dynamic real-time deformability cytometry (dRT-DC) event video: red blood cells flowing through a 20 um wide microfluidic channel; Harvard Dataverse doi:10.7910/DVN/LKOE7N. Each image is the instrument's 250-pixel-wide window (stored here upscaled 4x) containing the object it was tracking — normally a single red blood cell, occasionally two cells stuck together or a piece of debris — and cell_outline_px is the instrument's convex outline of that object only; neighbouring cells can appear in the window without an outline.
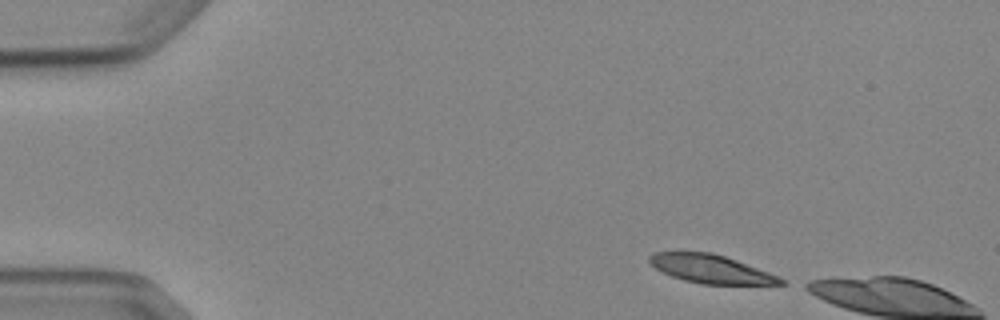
{"species": "Egyptian fruit bat (a non-hibernating species)", "species_latin": "Rousettus aegyptiacus", "temperature_condition": "cold", "stored_images_in_passage": 3, "camera_frame_rate_fps": 3000, "um_per_image_px": 0.085, "animal": {"sex": "female"}, "frame": {"image": 1, "passage_image": 1, "time_ms": 0.0, "image_size_px": [1000, 320], "cell_outline_px": [[788, 284], [700, 284], [684, 280], [672, 276], [656, 268], [648, 260], [648, 256], [652, 252], [712, 252], [736, 260], [768, 272], [788, 280]], "centroid_in_image_um": [60.44, 22.86], "position_along_channel_um": 24.6, "area_um2": 21.62}}